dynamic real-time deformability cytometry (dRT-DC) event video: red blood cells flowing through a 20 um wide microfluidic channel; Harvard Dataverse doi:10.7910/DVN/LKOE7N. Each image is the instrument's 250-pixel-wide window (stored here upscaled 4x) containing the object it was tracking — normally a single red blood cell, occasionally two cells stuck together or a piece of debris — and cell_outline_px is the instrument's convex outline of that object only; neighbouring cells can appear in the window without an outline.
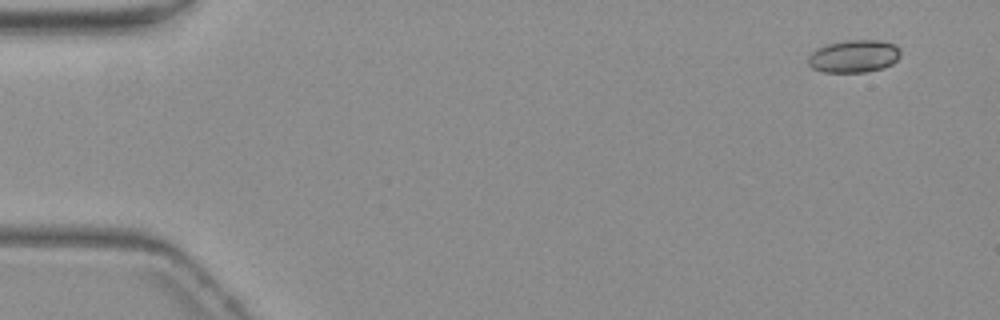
{"species": "common noctule bat (a hibernating species)", "species_latin": "Nyctalus noctula", "temperature_condition": "warm", "stored_images_in_passage": 3, "camera_frame_rate_fps": 3000, "um_per_image_px": 0.085, "animal": {"sex": "female", "body_mass_g": 19.3, "forearm_length_mm": 54.1}, "frame": {"image": 1, "passage_image": 1, "time_ms": 0.0, "image_size_px": [1000, 320], "cell_outline_px": [[900, 56], [892, 64], [884, 68], [864, 72], [824, 72], [812, 68], [808, 64], [808, 56], [816, 48], [828, 44], [844, 40], [880, 40], [896, 44], [900, 48]], "centroid_in_image_um": [72.6, 4.77], "position_along_channel_um": 12.4, "area_um2": 17.74}}